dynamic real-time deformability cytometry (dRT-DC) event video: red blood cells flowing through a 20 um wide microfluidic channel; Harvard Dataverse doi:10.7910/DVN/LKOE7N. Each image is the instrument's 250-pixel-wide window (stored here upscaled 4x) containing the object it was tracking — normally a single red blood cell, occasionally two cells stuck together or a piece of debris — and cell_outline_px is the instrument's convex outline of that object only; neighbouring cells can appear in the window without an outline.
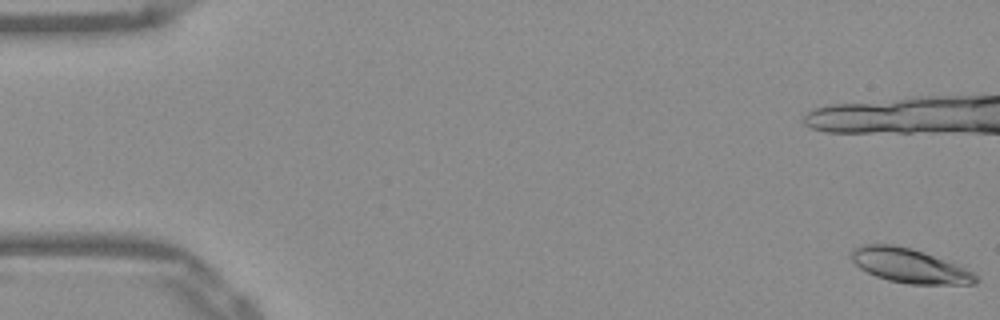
{"species": "Egyptian fruit bat (a non-hibernating species)", "species_latin": "Rousettus aegyptiacus", "temperature_condition": "warm", "stored_images_in_passage": 39, "camera_frame_rate_fps": 3000, "um_per_image_px": 0.085, "frame": {"image": 1, "passage_image": 1, "time_ms": 0.0, "image_size_px": [1000, 320], "cell_outline_px": [[980, 280], [976, 284], [908, 284], [888, 280], [876, 276], [860, 268], [848, 256], [852, 248], [860, 244], [892, 244], [912, 248], [924, 252], [964, 268], [972, 272]], "centroid_in_image_um": [77.25, 22.57], "position_along_channel_um": 7.8, "area_um2": 24.85}}
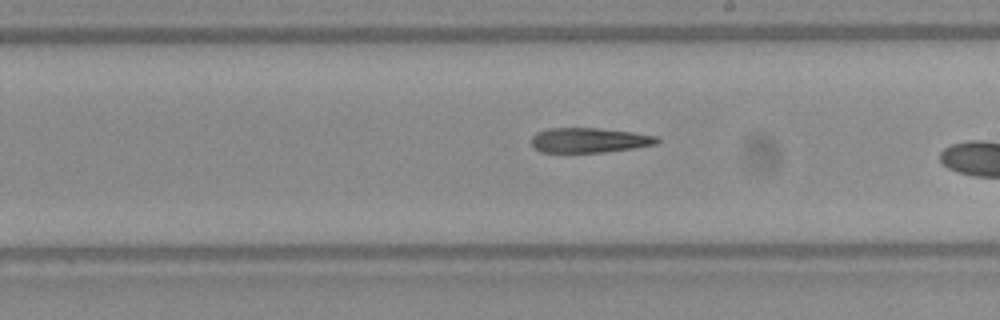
{"frame": {"image": 2, "passage_image": 28, "time_ms": 9.0, "image_size_px": [1000, 320], "cell_outline_px": [[660, 140], [656, 144], [636, 148], [604, 152], [540, 152], [532, 144], [532, 136], [536, 132], [548, 128], [600, 128], [632, 132], [656, 136]], "centroid_in_image_um": [50.09, 11.91], "position_along_channel_um": 238.9, "area_um2": 18.21}}